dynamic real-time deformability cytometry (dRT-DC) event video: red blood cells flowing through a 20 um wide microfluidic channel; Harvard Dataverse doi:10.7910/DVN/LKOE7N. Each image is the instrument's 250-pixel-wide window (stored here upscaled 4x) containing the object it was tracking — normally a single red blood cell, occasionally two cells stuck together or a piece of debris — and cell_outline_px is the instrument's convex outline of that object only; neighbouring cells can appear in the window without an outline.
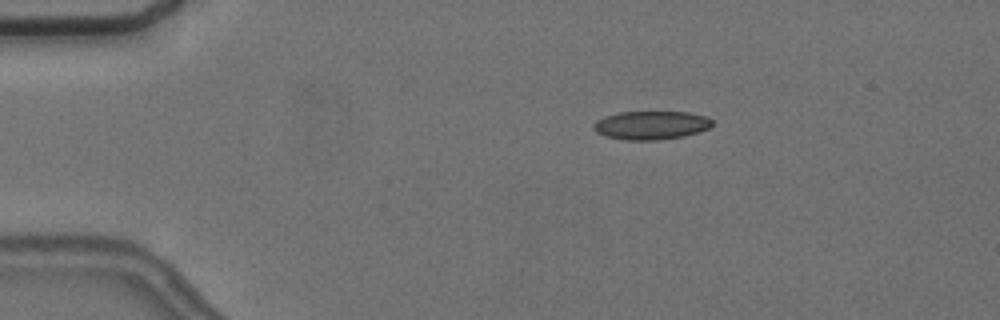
{"species": "common noctule bat (a hibernating species)", "species_latin": "Nyctalus noctula", "temperature_condition": "cold", "stored_images_in_passage": 39, "camera_frame_rate_fps": 3000, "um_per_image_px": 0.085, "animal": {"sex": "female", "body_mass_g": 24.6, "forearm_length_mm": 56.2}, "frame": {"image": 1, "passage_image": 1, "time_ms": 0.0, "image_size_px": [1000, 320], "cell_outline_px": [[716, 124], [708, 128], [684, 136], [656, 140], [624, 140], [604, 136], [596, 132], [592, 128], [592, 124], [596, 120], [604, 116], [616, 112], [688, 112], [708, 116]], "centroid_in_image_um": [55.32, 10.64], "position_along_channel_um": 29.7, "area_um2": 20.0}}
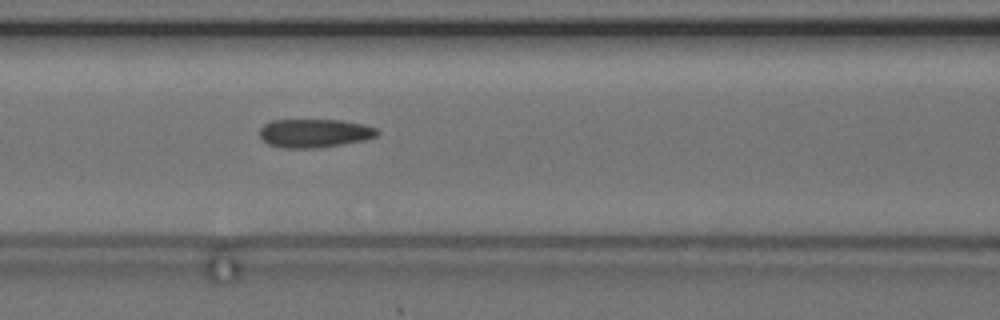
{"frame": {"image": 2, "passage_image": 15, "time_ms": 4.667, "image_size_px": [1000, 320], "cell_outline_px": [[380, 132], [376, 136], [364, 140], [316, 148], [284, 148], [268, 144], [260, 136], [260, 128], [264, 124], [272, 120], [340, 120], [364, 124], [376, 128]], "centroid_in_image_um": [26.73, 11.31], "position_along_channel_um": 139.9, "area_um2": 19.48}}
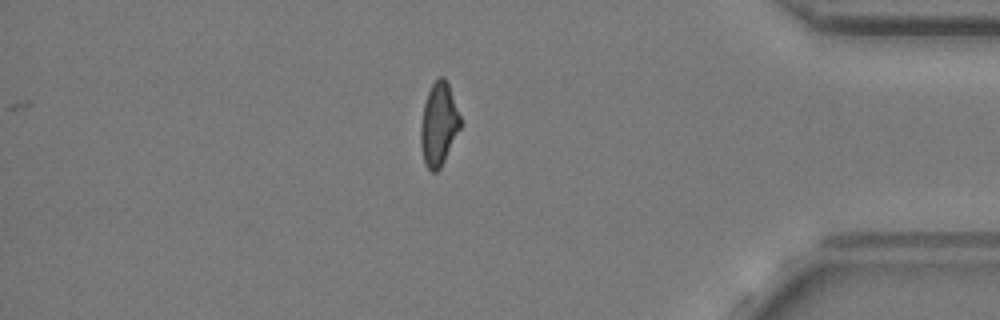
{"frame": {"image": 3, "passage_image": 39, "time_ms": 12.667, "image_size_px": [1000, 320], "cell_outline_px": [[460, 128], [440, 168], [436, 172], [432, 172], [424, 164], [420, 144], [420, 124], [424, 104], [428, 92], [432, 84], [440, 76], [444, 76], [448, 84], [460, 116]], "centroid_in_image_um": [37.26, 10.58], "position_along_channel_um": 397.9, "area_um2": 18.96}, "authors_computed_cell_mechanics": {"area_um2": 19.8832, "velocity_mm_per_s": 3.6322, "shape_relaxation_time_tau1_ms": null, "shape_relaxation_time_tau2_ms": 2.528, "deformation_change_tau1": null, "deformation_change_tau2": 0.1151}}